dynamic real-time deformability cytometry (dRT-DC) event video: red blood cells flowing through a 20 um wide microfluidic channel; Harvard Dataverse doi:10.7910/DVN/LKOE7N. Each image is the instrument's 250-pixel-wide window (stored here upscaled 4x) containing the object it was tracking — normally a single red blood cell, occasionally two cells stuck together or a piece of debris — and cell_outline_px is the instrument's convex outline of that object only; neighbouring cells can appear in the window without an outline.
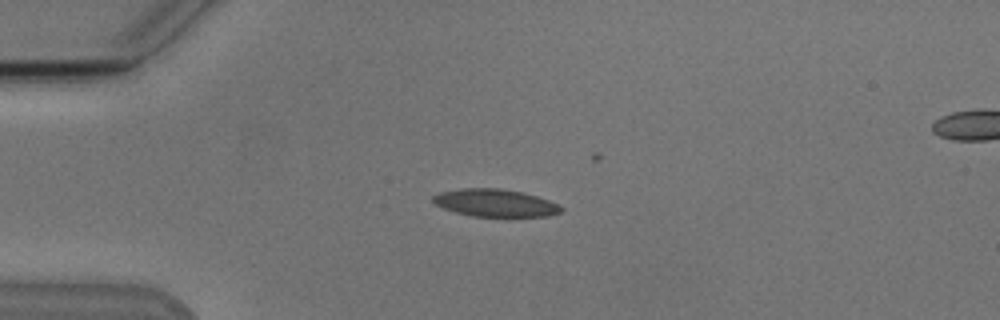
{"species": "Egyptian fruit bat (a non-hibernating species)", "species_latin": "Rousettus aegyptiacus", "temperature_condition": "cold", "stored_images_in_passage": 6, "segment_of_instrument_passage": [1, 2], "camera_frame_rate_fps": 3000, "um_per_image_px": 0.085, "animal": {"sex": "male"}, "frame": {"image": 1, "passage_image": 4, "time_ms": 3.667, "image_size_px": [1000, 320], "cell_outline_px": [[564, 212], [548, 216], [472, 216], [456, 212], [444, 208], [436, 204], [432, 200], [432, 196], [440, 192], [460, 188], [500, 188], [524, 192], [548, 200], [564, 208]], "centroid_in_image_um": [42.1, 17.24], "position_along_channel_um": 42.9, "area_um2": 20.52}}